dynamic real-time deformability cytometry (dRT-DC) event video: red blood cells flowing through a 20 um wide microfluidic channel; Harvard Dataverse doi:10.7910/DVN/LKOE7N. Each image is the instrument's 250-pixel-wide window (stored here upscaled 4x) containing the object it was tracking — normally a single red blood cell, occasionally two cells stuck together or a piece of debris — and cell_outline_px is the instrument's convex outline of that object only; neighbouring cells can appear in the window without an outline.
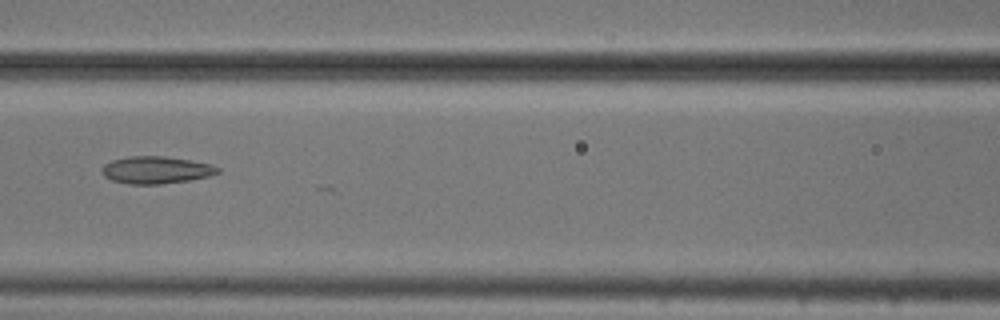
{"species": "common noctule bat (a hibernating species)", "species_latin": "Nyctalus noctula", "temperature_condition": "cold", "stored_images_in_passage": 23, "camera_frame_rate_fps": 3000, "um_per_image_px": 0.085, "animal": {"sex": "male", "body_mass_g": 20.5, "forearm_length_mm": 52.5}, "frame": {"image": 1, "passage_image": 22, "time_ms": 7.0, "image_size_px": [1000, 320], "cell_outline_px": [[220, 172], [208, 176], [188, 180], [160, 184], [128, 184], [112, 180], [104, 176], [100, 168], [104, 164], [112, 160], [128, 156], [164, 156], [192, 160], [212, 164], [220, 168]], "centroid_in_image_um": [13.26, 14.44], "position_along_channel_um": 153.3, "area_um2": 18.5}}